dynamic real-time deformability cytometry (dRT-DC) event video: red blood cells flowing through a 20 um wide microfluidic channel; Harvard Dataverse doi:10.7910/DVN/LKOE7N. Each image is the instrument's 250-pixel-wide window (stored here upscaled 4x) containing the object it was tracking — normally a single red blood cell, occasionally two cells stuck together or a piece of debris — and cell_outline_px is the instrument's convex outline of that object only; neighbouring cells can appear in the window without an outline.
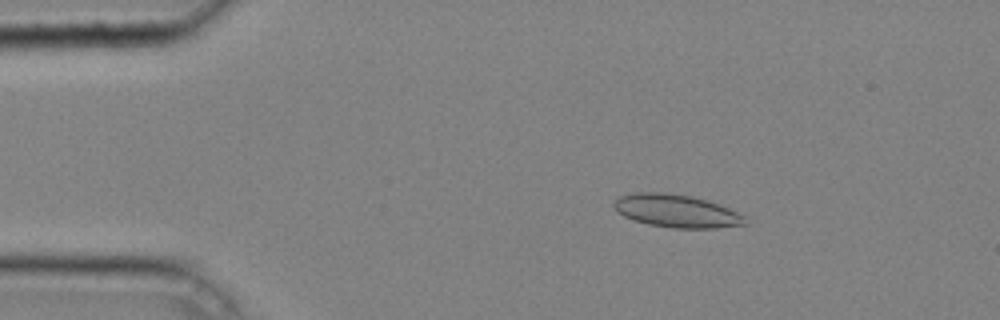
{"species": "common noctule bat (a hibernating species)", "species_latin": "Nyctalus noctula", "temperature_condition": "cold", "stored_images_in_passage": 45, "camera_frame_rate_fps": 3000, "um_per_image_px": 0.085, "animal": {"sex": "male", "body_mass_g": 20.4}, "frame": {"image": 1, "passage_image": 8, "time_ms": 2.333, "image_size_px": [1000, 320], "cell_outline_px": [[748, 224], [716, 228], [672, 228], [648, 224], [632, 220], [616, 212], [612, 204], [620, 196], [632, 192], [664, 192], [692, 196], [720, 204], [748, 216]], "centroid_in_image_um": [57.53, 17.93], "position_along_channel_um": 27.5, "area_um2": 25.61}}
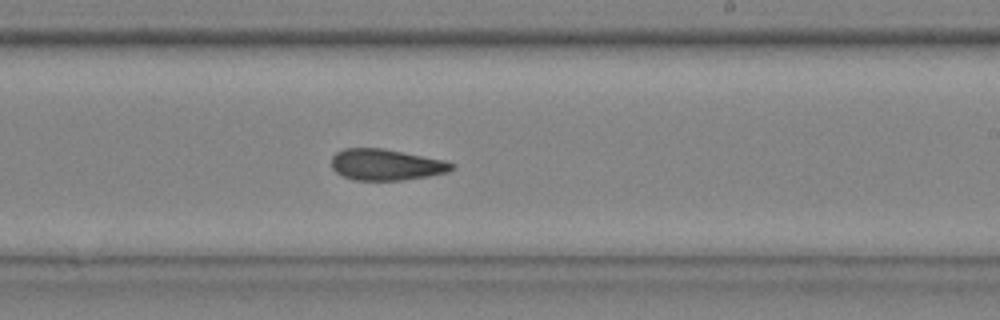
{"frame": {"image": 2, "passage_image": 28, "time_ms": 9.0, "image_size_px": [1000, 320], "cell_outline_px": [[456, 168], [448, 172], [428, 176], [400, 180], [352, 180], [336, 172], [332, 168], [332, 156], [336, 152], [344, 148], [384, 148], [448, 160], [456, 164]], "centroid_in_image_um": [32.87, 13.98], "position_along_channel_um": 256.1, "area_um2": 22.2}}
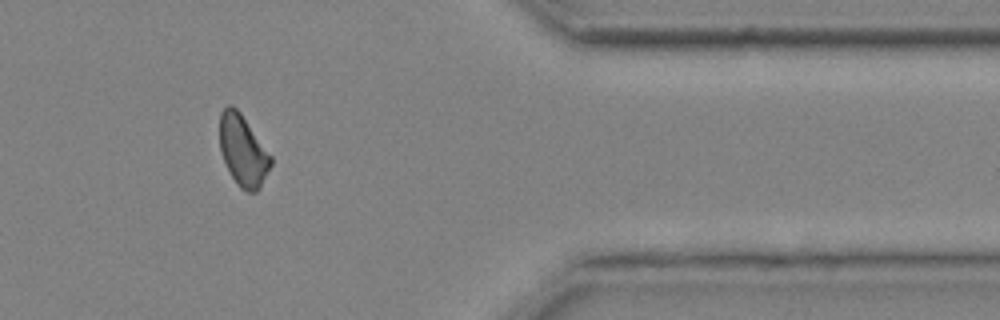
{"frame": {"image": 3, "passage_image": 39, "time_ms": 12.667, "image_size_px": [1000, 320], "cell_outline_px": [[272, 164], [260, 188], [256, 192], [248, 192], [240, 188], [236, 184], [220, 152], [220, 112], [228, 104], [232, 104], [240, 112], [272, 156]], "centroid_in_image_um": [20.66, 12.8], "position_along_channel_um": 390.7, "area_um2": 21.15}, "authors_computed_cell_mechanics": {"area_um2": 22.5998, "velocity_mm_per_s": 4.2762, "shape_relaxation_time_tau1_ms": null, "shape_relaxation_time_tau2_ms": 3.5192, "deformation_change_tau1": null, "deformation_change_tau2": 0.0994}}